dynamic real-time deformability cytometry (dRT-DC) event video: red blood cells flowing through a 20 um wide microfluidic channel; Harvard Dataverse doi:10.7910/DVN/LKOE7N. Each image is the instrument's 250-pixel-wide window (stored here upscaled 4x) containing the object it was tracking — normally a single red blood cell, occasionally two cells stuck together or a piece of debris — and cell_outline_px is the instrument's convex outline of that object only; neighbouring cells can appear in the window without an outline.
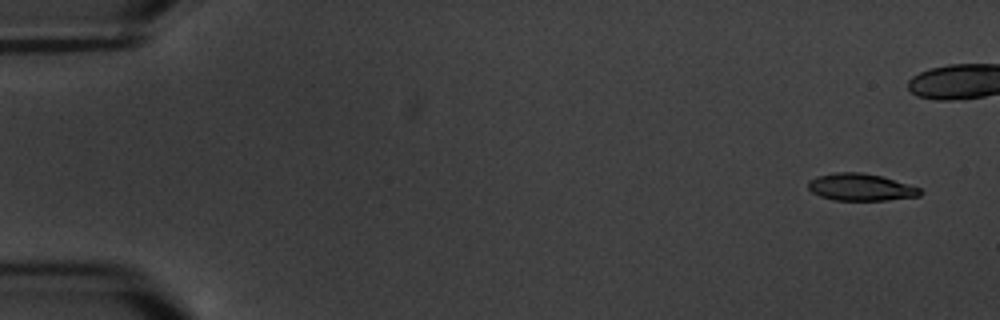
{"species": "common noctule bat (a hibernating species)", "species_latin": "Nyctalus noctula", "temperature_condition": "warm", "stored_images_in_passage": 4, "camera_frame_rate_fps": 3000, "um_per_image_px": 0.085, "animal": {"sex": "male", "body_mass_g": 20.1, "forearm_length_mm": 53.5}, "frame": {"image": 1, "passage_image": 1, "time_ms": 0.0, "image_size_px": [1000, 320], "cell_outline_px": [[924, 192], [920, 196], [884, 200], [832, 200], [820, 196], [812, 192], [808, 188], [808, 180], [816, 176], [836, 172], [860, 172], [880, 176], [920, 188]], "centroid_in_image_um": [73.13, 15.91], "position_along_channel_um": 11.9, "area_um2": 17.63}}